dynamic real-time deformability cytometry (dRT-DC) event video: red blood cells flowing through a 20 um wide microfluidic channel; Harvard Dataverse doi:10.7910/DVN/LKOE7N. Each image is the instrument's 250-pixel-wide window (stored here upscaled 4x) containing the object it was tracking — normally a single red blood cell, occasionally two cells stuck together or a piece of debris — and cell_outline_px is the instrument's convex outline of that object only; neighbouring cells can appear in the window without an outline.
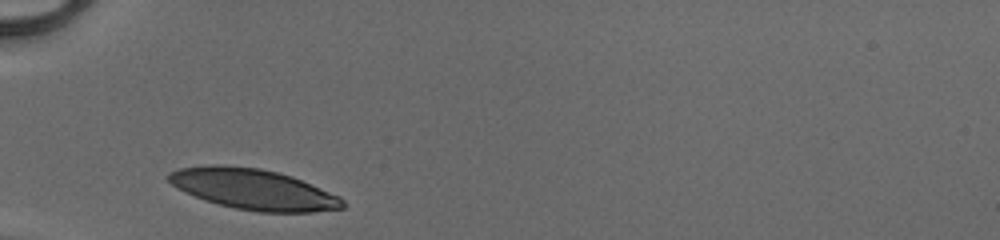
{"species": "human", "species_latin": "Homo sapiens", "temperature_condition": "cold", "stored_images_in_passage": 26, "camera_frame_rate_fps": 3000, "um_per_image_px": 0.085, "donor": {"sex": "male"}, "frame": {"image": 1, "passage_image": 1, "time_ms": 0.0, "image_size_px": [1000, 240], "cell_outline_px": [[344, 208], [312, 212], [260, 212], [236, 208], [204, 200], [172, 184], [168, 180], [168, 172], [180, 168], [208, 164], [220, 164], [260, 168], [292, 176], [340, 196], [344, 200]], "centroid_in_image_um": [21.56, 16.07], "position_along_channel_um": 63.4, "area_um2": 40.92}}
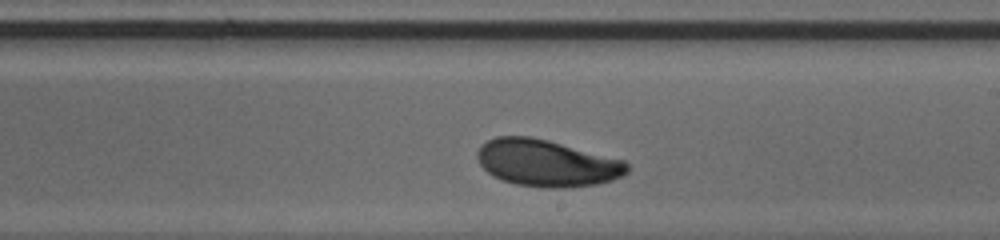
{"frame": {"image": 2, "passage_image": 15, "time_ms": 4.667, "image_size_px": [1000, 240], "cell_outline_px": [[628, 172], [624, 176], [612, 180], [596, 184], [564, 188], [544, 188], [516, 184], [492, 176], [480, 164], [476, 156], [476, 152], [480, 144], [496, 136], [528, 136], [548, 140], [624, 160], [628, 164]], "centroid_in_image_um": [46.46, 13.86], "position_along_channel_um": 242.5, "area_um2": 40.98}}
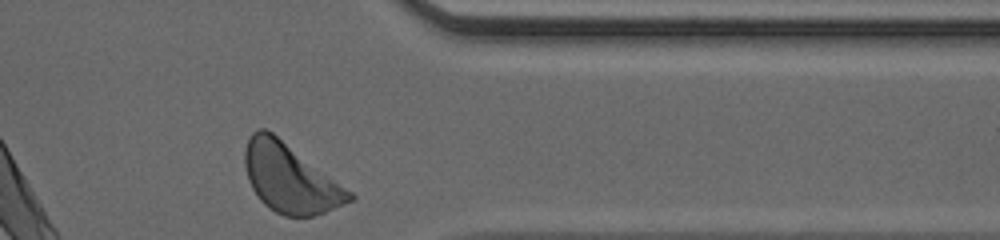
{"frame": {"image": 3, "passage_image": 26, "time_ms": 8.333, "image_size_px": [1000, 240], "cell_outline_px": [[356, 196], [352, 200], [324, 212], [312, 216], [284, 216], [268, 208], [260, 200], [252, 188], [248, 180], [244, 164], [244, 148], [252, 132], [260, 128], [264, 128], [272, 132], [352, 192]], "centroid_in_image_um": [24.62, 15.15], "position_along_channel_um": 386.8, "area_um2": 41.38}, "authors_computed_cell_mechanics": {"area_um2": 40.2577, "velocity_mm_per_s": 4.0542, "shape_relaxation_time_tau1_ms": 3.8752, "shape_relaxation_time_tau2_ms": null, "deformation_change_tau1": 0.1462, "deformation_change_tau2": null}}